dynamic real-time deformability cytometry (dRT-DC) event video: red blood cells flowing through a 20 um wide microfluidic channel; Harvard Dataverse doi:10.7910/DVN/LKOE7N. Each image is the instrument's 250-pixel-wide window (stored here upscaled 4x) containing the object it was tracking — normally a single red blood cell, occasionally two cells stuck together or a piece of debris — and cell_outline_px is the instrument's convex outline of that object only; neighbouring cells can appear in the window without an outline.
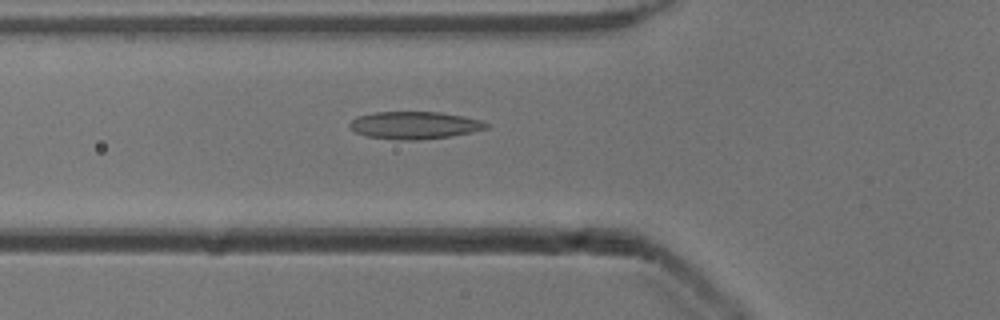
{"species": "common noctule bat (a hibernating species)", "species_latin": "Nyctalus noctula", "temperature_condition": "cold", "stored_images_in_passage": 35, "camera_frame_rate_fps": 3000, "um_per_image_px": 0.085, "animal": {"sex": "male", "body_mass_g": 13.3}, "frame": {"image": 1, "passage_image": 2, "time_ms": 0.333, "image_size_px": [1000, 320], "cell_outline_px": [[488, 128], [472, 132], [448, 136], [416, 140], [396, 140], [368, 136], [356, 132], [348, 124], [356, 116], [372, 112], [440, 112], [464, 116], [480, 120], [488, 124]], "centroid_in_image_um": [35.22, 10.63], "position_along_channel_um": 90.6, "area_um2": 21.73}}
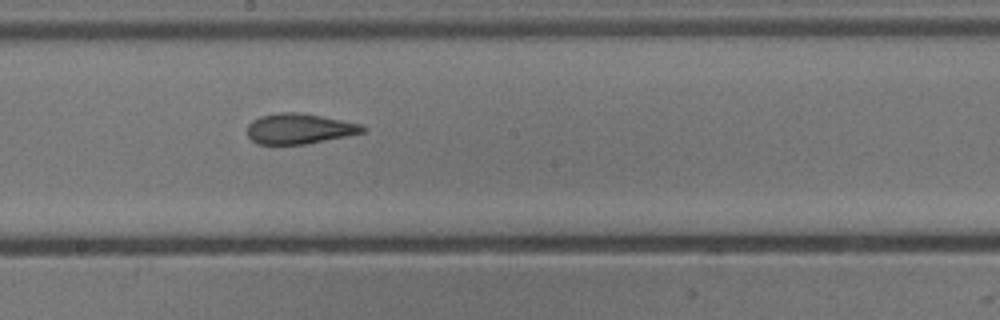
{"frame": {"image": 2, "passage_image": 12, "time_ms": 3.667, "image_size_px": [1000, 320], "cell_outline_px": [[368, 128], [364, 132], [348, 136], [304, 144], [256, 144], [248, 136], [248, 124], [252, 120], [260, 116], [280, 112], [296, 112], [320, 116], [360, 124]], "centroid_in_image_um": [25.43, 10.94], "position_along_channel_um": 222.8, "area_um2": 20.29}}
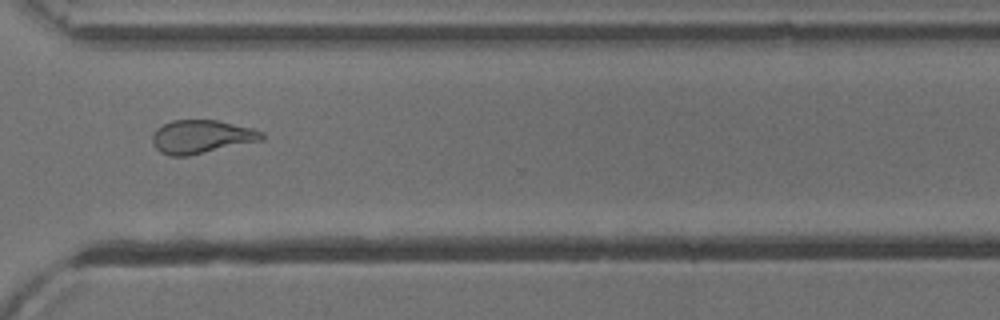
{"frame": {"image": 3, "passage_image": 22, "time_ms": 7.0, "image_size_px": [1000, 320], "cell_outline_px": [[264, 140], [188, 156], [168, 156], [160, 152], [156, 148], [152, 140], [152, 136], [156, 128], [172, 120], [216, 120], [252, 128], [264, 132]], "centroid_in_image_um": [17.13, 11.63], "position_along_channel_um": 353.5, "area_um2": 21.39}}